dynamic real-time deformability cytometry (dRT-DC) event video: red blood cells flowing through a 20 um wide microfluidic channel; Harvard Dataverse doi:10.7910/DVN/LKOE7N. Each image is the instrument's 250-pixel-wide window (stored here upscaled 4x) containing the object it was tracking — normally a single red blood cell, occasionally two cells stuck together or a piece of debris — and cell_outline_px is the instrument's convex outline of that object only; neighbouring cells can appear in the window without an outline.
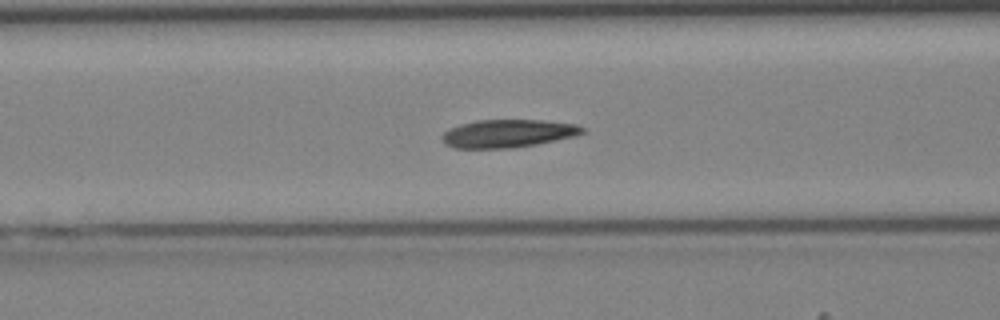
{"species": "Egyptian fruit bat (a non-hibernating species)", "species_latin": "Rousettus aegyptiacus", "temperature_condition": "cold", "stored_images_in_passage": 34, "camera_frame_rate_fps": 3000, "um_per_image_px": 0.085, "animal": {"sex": "female"}, "frame": {"image": 1, "passage_image": 13, "time_ms": 4.0, "image_size_px": [1000, 320], "cell_outline_px": [[588, 132], [576, 136], [536, 144], [512, 148], [452, 148], [444, 144], [440, 140], [440, 136], [448, 128], [460, 124], [476, 120], [544, 120], [576, 124], [584, 128]], "centroid_in_image_um": [43.15, 11.34], "position_along_channel_um": 123.5, "area_um2": 23.24}}
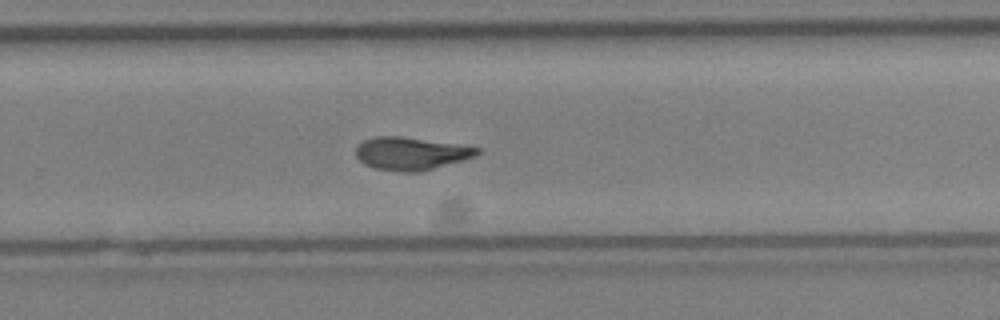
{"frame": {"image": 2, "passage_image": 24, "time_ms": 7.667, "image_size_px": [1000, 320], "cell_outline_px": [[480, 152], [476, 156], [420, 172], [404, 172], [376, 168], [364, 164], [356, 156], [356, 148], [364, 140], [376, 136], [400, 136], [456, 144], [480, 148]], "centroid_in_image_um": [34.92, 13.05], "position_along_channel_um": 294.9, "area_um2": 22.89}}
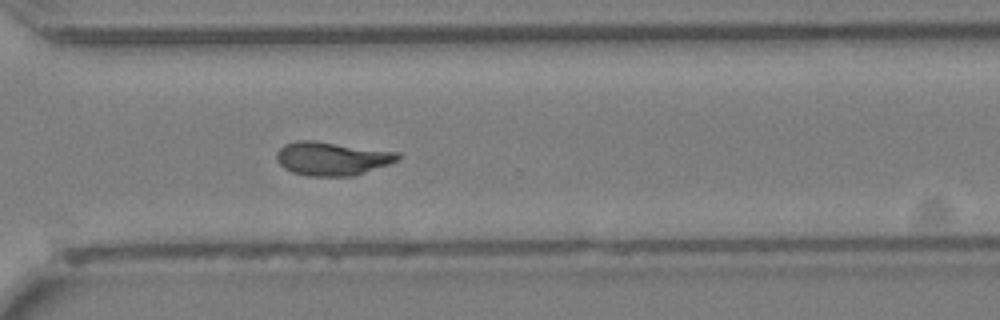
{"frame": {"image": 3, "passage_image": 27, "time_ms": 8.667, "image_size_px": [1000, 320], "cell_outline_px": [[400, 160], [356, 176], [308, 176], [292, 172], [284, 168], [276, 160], [276, 152], [284, 144], [296, 140], [312, 140], [400, 152]], "centroid_in_image_um": [28.23, 13.48], "position_along_channel_um": 342.4, "area_um2": 23.99}}